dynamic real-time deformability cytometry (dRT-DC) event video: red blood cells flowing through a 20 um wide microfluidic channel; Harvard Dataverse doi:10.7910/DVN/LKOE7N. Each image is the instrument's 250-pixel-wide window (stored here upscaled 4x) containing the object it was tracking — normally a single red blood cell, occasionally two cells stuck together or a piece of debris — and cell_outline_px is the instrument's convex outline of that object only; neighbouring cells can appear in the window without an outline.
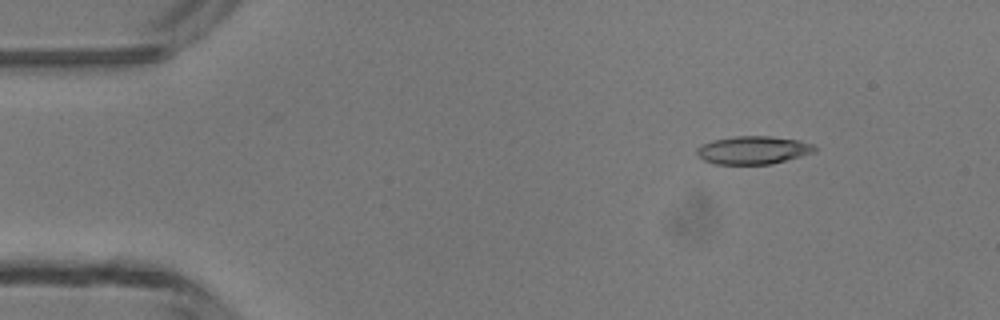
{"species": "common noctule bat (a hibernating species)", "species_latin": "Nyctalus noctula", "temperature_condition": "room temperature", "stored_images_in_passage": 3, "camera_frame_rate_fps": 3000, "um_per_image_px": 0.085, "animal": {"sex": "male", "body_mass_g": 13.3}, "frame": {"image": 1, "passage_image": 1, "time_ms": 0.0, "image_size_px": [1000, 320], "cell_outline_px": [[816, 152], [772, 164], [716, 164], [704, 160], [696, 152], [696, 148], [712, 140], [732, 136], [772, 136], [800, 140], [812, 144], [816, 148]], "centroid_in_image_um": [64.04, 12.75], "position_along_channel_um": 21.0, "area_um2": 19.31}}